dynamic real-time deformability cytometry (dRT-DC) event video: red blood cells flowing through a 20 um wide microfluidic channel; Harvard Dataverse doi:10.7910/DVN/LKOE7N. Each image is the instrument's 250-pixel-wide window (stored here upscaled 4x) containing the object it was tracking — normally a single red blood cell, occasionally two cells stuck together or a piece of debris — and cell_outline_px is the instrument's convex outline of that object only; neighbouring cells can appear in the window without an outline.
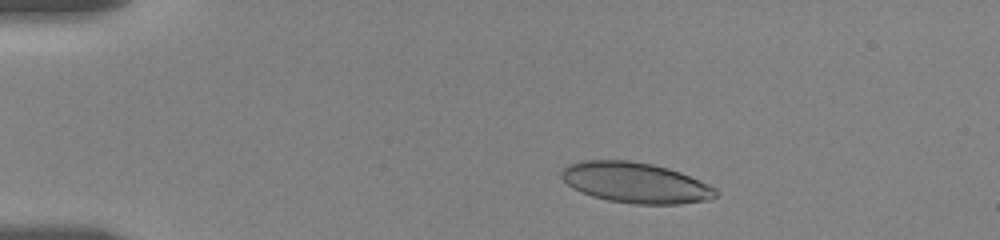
{"species": "human", "species_latin": "Homo sapiens", "temperature_condition": "room temperature", "stored_images_in_passage": 3, "camera_frame_rate_fps": 3000, "um_per_image_px": 0.085, "donor": {"sex": "female"}, "frame": {"image": 1, "passage_image": 1, "time_ms": 0.0, "image_size_px": [1000, 240], "cell_outline_px": [[720, 192], [712, 200], [680, 204], [636, 204], [608, 200], [592, 196], [572, 188], [560, 176], [560, 172], [568, 164], [584, 160], [628, 160], [652, 164], [668, 168], [680, 172], [708, 184], [716, 188]], "centroid_in_image_um": [54.04, 15.53], "position_along_channel_um": 31.0, "area_um2": 36.59}}